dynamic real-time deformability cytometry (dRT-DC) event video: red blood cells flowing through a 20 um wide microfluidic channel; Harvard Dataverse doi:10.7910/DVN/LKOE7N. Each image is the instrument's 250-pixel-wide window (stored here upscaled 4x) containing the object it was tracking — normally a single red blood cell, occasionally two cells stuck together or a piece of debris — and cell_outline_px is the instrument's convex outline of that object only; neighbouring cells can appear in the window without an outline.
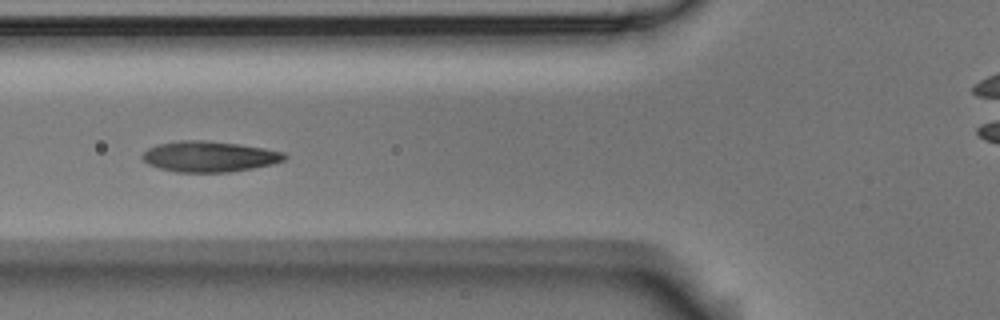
{"species": "Egyptian fruit bat (a non-hibernating species)", "species_latin": "Rousettus aegyptiacus", "temperature_condition": "room temperature", "stored_images_in_passage": 10, "camera_frame_rate_fps": 3000, "um_per_image_px": 0.085, "animal": {"sex": "male"}, "frame": {"image": 1, "passage_image": 5, "time_ms": 1.333, "image_size_px": [1000, 320], "cell_outline_px": [[288, 156], [284, 160], [272, 164], [252, 168], [228, 172], [176, 172], [160, 168], [148, 164], [140, 156], [148, 148], [156, 144], [180, 140], [204, 140], [240, 144], [264, 148], [284, 152]], "centroid_in_image_um": [17.78, 13.3], "position_along_channel_um": 108.0, "area_um2": 25.49}}
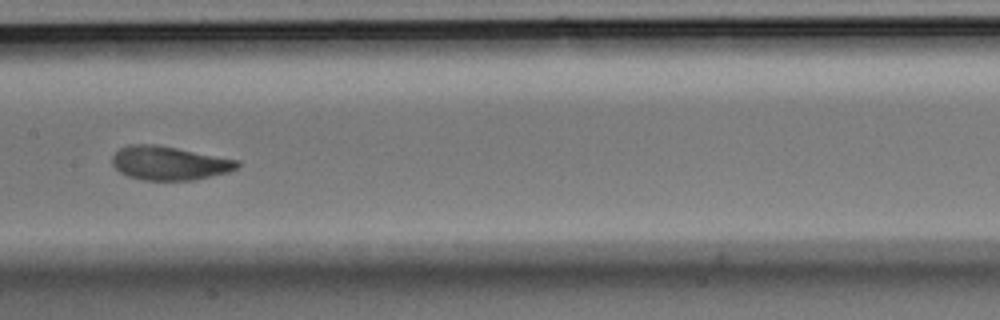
{"frame": {"image": 2, "passage_image": 7, "time_ms": 2.0, "image_size_px": [1000, 320], "cell_outline_px": [[240, 164], [236, 168], [228, 172], [192, 180], [144, 180], [128, 176], [120, 172], [112, 164], [112, 156], [120, 148], [128, 144], [156, 144], [240, 160]], "centroid_in_image_um": [14.37, 13.86], "position_along_channel_um": 193.0, "area_um2": 24.57}}
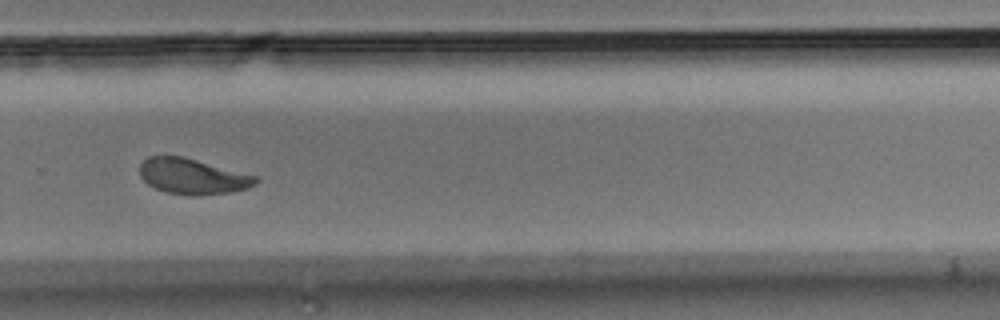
{"frame": {"image": 3, "passage_image": 10, "time_ms": 3.0, "image_size_px": [1000, 320], "cell_outline_px": [[260, 180], [256, 184], [248, 188], [228, 192], [196, 196], [164, 192], [148, 184], [140, 176], [140, 164], [148, 156], [184, 156], [260, 176]], "centroid_in_image_um": [16.42, 14.98], "position_along_channel_um": 313.4, "area_um2": 24.33}}